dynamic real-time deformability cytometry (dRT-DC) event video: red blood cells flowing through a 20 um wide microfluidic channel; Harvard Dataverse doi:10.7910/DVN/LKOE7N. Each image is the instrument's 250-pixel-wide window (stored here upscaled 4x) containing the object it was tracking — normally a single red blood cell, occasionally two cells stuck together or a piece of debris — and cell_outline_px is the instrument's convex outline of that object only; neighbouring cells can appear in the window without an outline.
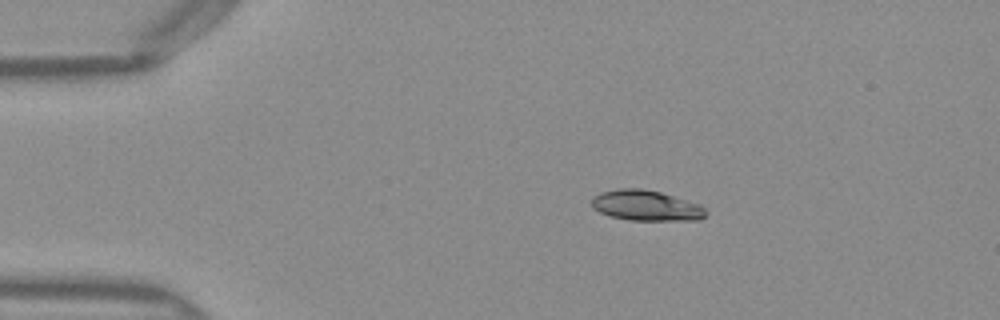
{"species": "Egyptian fruit bat (a non-hibernating species)", "species_latin": "Rousettus aegyptiacus", "temperature_condition": "warm", "stored_images_in_passage": 42, "camera_frame_rate_fps": 3000, "um_per_image_px": 0.085, "frame": {"image": 1, "passage_image": 1, "time_ms": 0.0, "image_size_px": [1000, 320], "cell_outline_px": [[708, 212], [700, 220], [628, 220], [612, 216], [600, 212], [592, 208], [592, 200], [600, 192], [616, 188], [640, 188], [660, 192], [700, 204]], "centroid_in_image_um": [54.93, 17.47], "position_along_channel_um": 30.1, "area_um2": 20.23}}
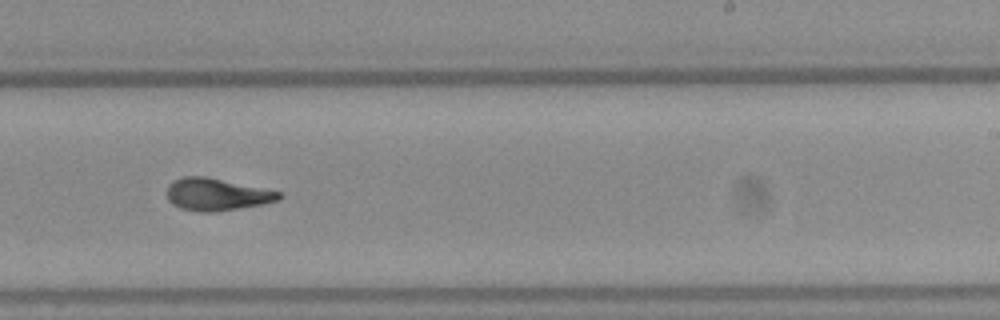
{"frame": {"image": 2, "passage_image": 23, "time_ms": 7.333, "image_size_px": [1000, 320], "cell_outline_px": [[284, 196], [280, 200], [264, 204], [212, 212], [200, 212], [180, 208], [172, 204], [168, 200], [168, 184], [172, 180], [184, 176], [204, 176], [280, 192]], "centroid_in_image_um": [18.4, 16.53], "position_along_channel_um": 270.6, "area_um2": 20.92}}
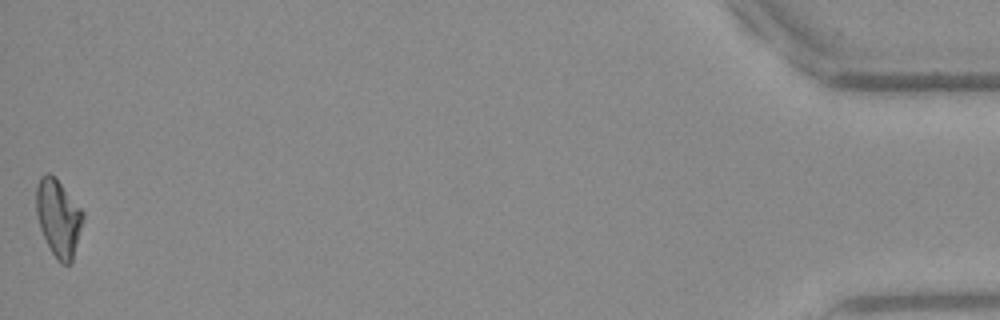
{"frame": {"image": 3, "passage_image": 42, "time_ms": 13.667, "image_size_px": [1000, 320], "cell_outline_px": [[84, 220], [72, 264], [60, 264], [56, 260], [40, 228], [36, 212], [36, 188], [40, 176], [48, 172], [56, 176], [84, 212]], "centroid_in_image_um": [4.98, 18.51], "position_along_channel_um": 430.2, "area_um2": 21.39}, "authors_computed_cell_mechanics": {"area_um2": 20.808, "velocity_mm_per_s": 4.0232, "shape_relaxation_time_tau1_ms": null, "shape_relaxation_time_tau2_ms": 1.9736, "deformation_change_tau1": null, "deformation_change_tau2": 0.0724}}